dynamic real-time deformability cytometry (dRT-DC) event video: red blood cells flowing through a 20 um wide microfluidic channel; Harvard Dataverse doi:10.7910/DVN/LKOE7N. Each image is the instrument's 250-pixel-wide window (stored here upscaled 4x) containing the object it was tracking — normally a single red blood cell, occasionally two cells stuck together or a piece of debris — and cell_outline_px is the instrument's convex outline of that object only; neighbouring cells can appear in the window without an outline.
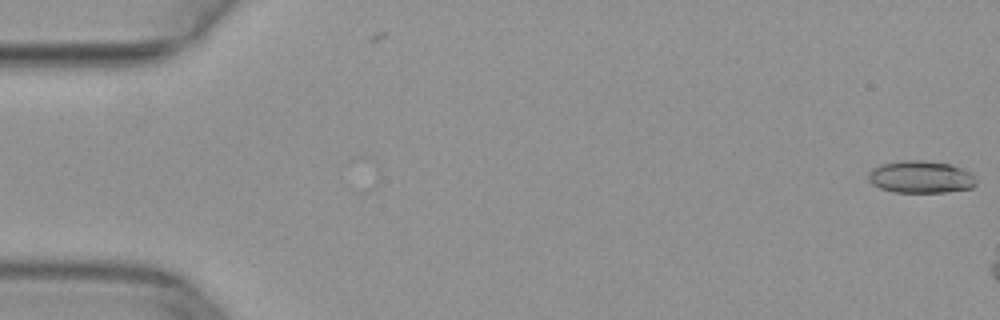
{"species": "common noctule bat (a hibernating species)", "species_latin": "Nyctalus noctula", "temperature_condition": "warm", "stored_images_in_passage": 8, "camera_frame_rate_fps": 3000, "um_per_image_px": 0.085, "animal": {"sex": "female", "body_mass_g": 29.2, "forearm_length_mm": 56.3}, "frame": {"image": 1, "passage_image": 1, "time_ms": 0.0, "image_size_px": [1000, 320], "cell_outline_px": [[976, 184], [972, 188], [944, 192], [892, 192], [880, 188], [872, 184], [868, 180], [868, 172], [872, 168], [880, 164], [900, 160], [924, 160], [952, 164], [972, 172], [976, 180]], "centroid_in_image_um": [78.26, 15.03], "position_along_channel_um": 6.7, "area_um2": 20.63}}